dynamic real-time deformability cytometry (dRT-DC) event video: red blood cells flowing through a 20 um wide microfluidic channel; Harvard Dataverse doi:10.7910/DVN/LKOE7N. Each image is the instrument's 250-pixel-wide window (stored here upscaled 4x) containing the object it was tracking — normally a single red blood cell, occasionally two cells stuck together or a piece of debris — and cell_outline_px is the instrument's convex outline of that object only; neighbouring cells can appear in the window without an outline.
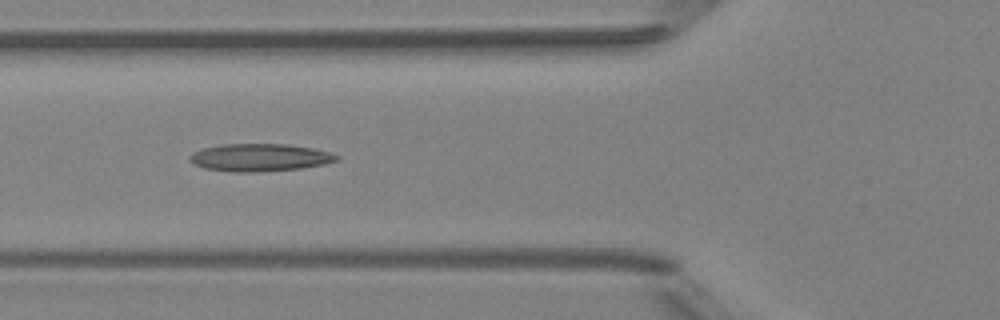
{"species": "Egyptian fruit bat (a non-hibernating species)", "species_latin": "Rousettus aegyptiacus", "temperature_condition": "room temperature", "stored_images_in_passage": 8, "camera_frame_rate_fps": 3000, "um_per_image_px": 0.085, "animal": {"sex": "female"}, "frame": {"image": 1, "passage_image": 6, "time_ms": 5.667, "image_size_px": [1000, 320], "cell_outline_px": [[340, 160], [324, 164], [300, 168], [256, 172], [232, 172], [204, 168], [188, 160], [188, 156], [192, 152], [204, 148], [224, 144], [288, 144], [312, 148], [328, 152], [340, 156]], "centroid_in_image_um": [22.07, 13.39], "position_along_channel_um": 103.7, "area_um2": 23.58}}
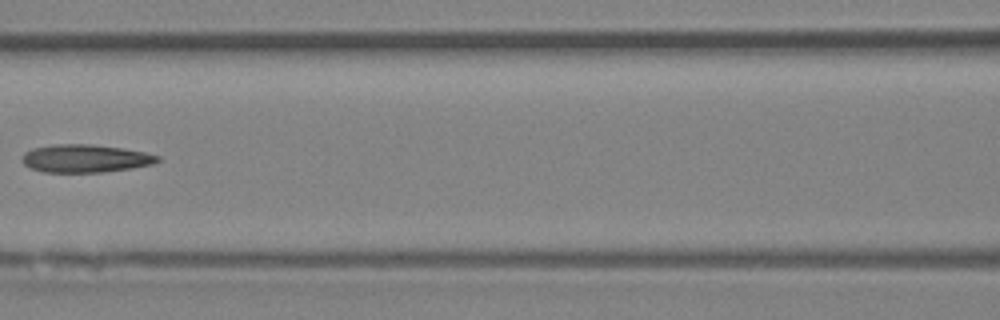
{"frame": {"image": 2, "passage_image": 7, "time_ms": 7.0, "image_size_px": [1000, 320], "cell_outline_px": [[160, 160], [152, 164], [132, 168], [100, 172], [44, 172], [32, 168], [24, 164], [20, 160], [24, 152], [32, 148], [52, 144], [92, 144], [124, 148], [144, 152], [160, 156]], "centroid_in_image_um": [7.23, 13.46], "position_along_channel_um": 159.4, "area_um2": 22.14}}
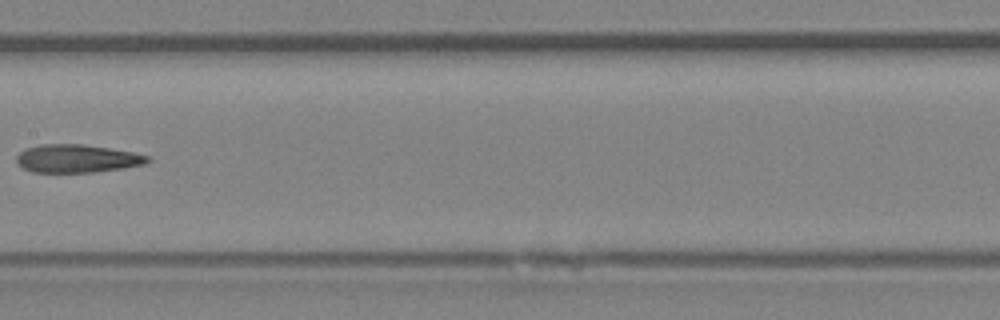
{"frame": {"image": 3, "passage_image": 8, "time_ms": 8.0, "image_size_px": [1000, 320], "cell_outline_px": [[152, 160], [144, 164], [124, 168], [92, 172], [32, 172], [16, 164], [16, 156], [24, 148], [40, 144], [84, 144], [132, 152], [152, 156]], "centroid_in_image_um": [6.54, 13.47], "position_along_channel_um": 200.9, "area_um2": 21.62}}